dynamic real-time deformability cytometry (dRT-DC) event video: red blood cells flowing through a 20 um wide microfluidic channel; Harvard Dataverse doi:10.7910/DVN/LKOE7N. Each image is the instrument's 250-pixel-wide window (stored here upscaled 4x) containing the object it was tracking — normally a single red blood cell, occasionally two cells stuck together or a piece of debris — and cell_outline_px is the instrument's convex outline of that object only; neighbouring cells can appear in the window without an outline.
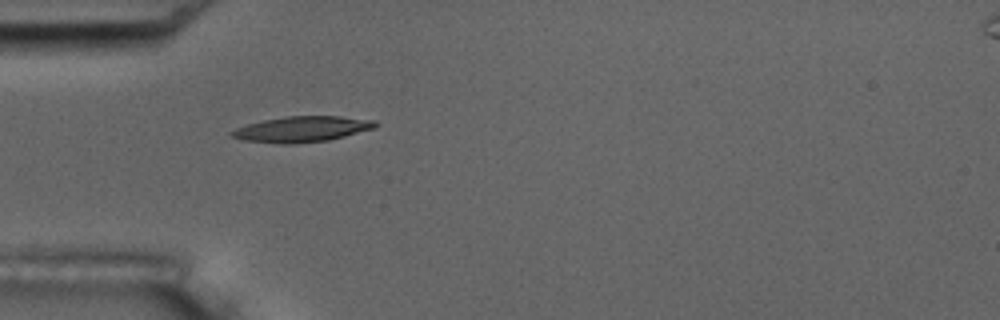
{"species": "common noctule bat (a hibernating species)", "species_latin": "Nyctalus noctula", "temperature_condition": "room temperature", "stored_images_in_passage": 1, "camera_frame_rate_fps": 3000, "um_per_image_px": 0.085, "animal": {"sex": "male", "body_mass_g": 17.5, "forearm_length_mm": 52.3}, "frame": {"image": 1, "passage_image": 1, "time_ms": 0.0, "image_size_px": [1000, 320], "cell_outline_px": [[380, 124], [376, 128], [328, 140], [296, 144], [284, 144], [244, 140], [232, 136], [228, 132], [236, 128], [248, 124], [264, 120], [284, 116], [340, 116], [376, 120]], "centroid_in_image_um": [25.71, 10.97], "position_along_channel_um": 59.3, "area_um2": 21.56}}